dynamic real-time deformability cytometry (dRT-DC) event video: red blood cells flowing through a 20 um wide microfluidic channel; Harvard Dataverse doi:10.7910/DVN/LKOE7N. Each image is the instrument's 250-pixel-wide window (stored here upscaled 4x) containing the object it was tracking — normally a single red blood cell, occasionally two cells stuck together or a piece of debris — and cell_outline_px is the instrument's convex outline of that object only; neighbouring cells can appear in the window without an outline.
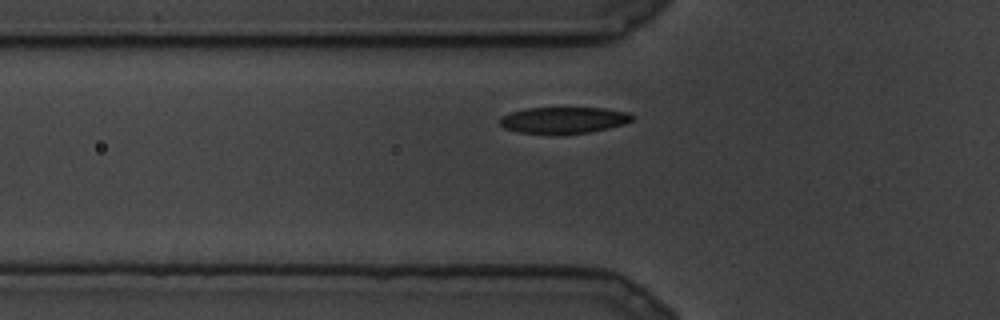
{"species": "common noctule bat (a hibernating species)", "species_latin": "Nyctalus noctula", "temperature_condition": "cold", "stored_images_in_passage": 5, "camera_frame_rate_fps": 3000, "um_per_image_px": 0.085, "animal": {"sex": "male", "body_mass_g": 19.5, "forearm_length_mm": 54.6}, "frame": {"image": 1, "passage_image": 4, "time_ms": 1.0, "image_size_px": [1000, 320], "cell_outline_px": [[632, 120], [624, 124], [592, 132], [520, 132], [504, 128], [500, 124], [500, 116], [512, 112], [528, 108], [604, 108], [628, 112], [632, 116]], "centroid_in_image_um": [47.93, 10.18], "position_along_channel_um": 77.9, "area_um2": 19.71}}